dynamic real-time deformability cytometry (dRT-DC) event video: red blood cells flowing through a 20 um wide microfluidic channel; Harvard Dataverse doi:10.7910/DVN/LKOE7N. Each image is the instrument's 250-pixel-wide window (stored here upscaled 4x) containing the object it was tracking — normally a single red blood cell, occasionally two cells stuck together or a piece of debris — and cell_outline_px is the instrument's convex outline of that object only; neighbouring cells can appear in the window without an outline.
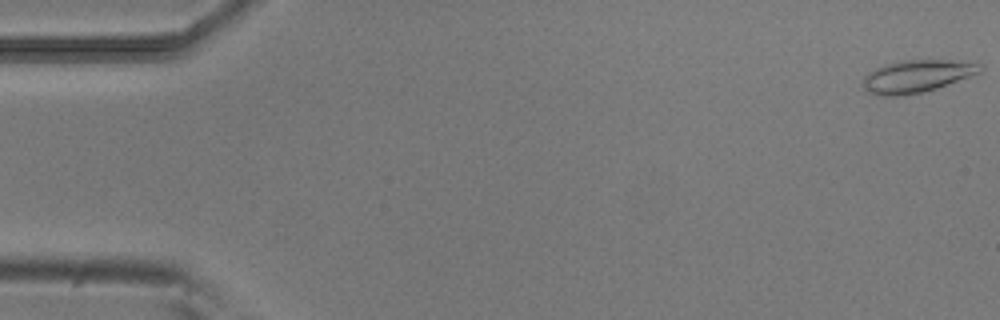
{"species": "common noctule bat (a hibernating species)", "species_latin": "Nyctalus noctula", "temperature_condition": "room temperature", "stored_images_in_passage": 8, "camera_frame_rate_fps": 3000, "um_per_image_px": 0.085, "animal": {"sex": "male", "body_mass_g": 20.5, "forearm_length_mm": 52.5}, "frame": {"image": 1, "passage_image": 1, "time_ms": 0.0, "image_size_px": [1000, 320], "cell_outline_px": [[984, 68], [980, 72], [936, 88], [924, 92], [900, 96], [880, 96], [864, 92], [864, 76], [868, 72], [876, 68], [900, 60], [952, 60], [984, 64]], "centroid_in_image_um": [77.91, 6.48], "position_along_channel_um": 7.1, "area_um2": 22.14}}